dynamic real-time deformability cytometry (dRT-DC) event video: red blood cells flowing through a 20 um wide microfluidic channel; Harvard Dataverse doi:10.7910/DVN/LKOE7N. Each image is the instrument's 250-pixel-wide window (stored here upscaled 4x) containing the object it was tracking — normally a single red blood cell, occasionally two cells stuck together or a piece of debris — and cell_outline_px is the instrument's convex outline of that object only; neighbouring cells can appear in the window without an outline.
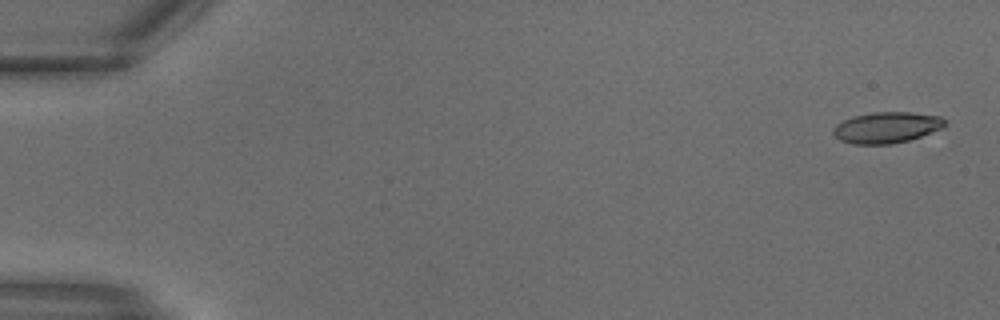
{"species": "common noctule bat (a hibernating species)", "species_latin": "Nyctalus noctula", "temperature_condition": "warm", "stored_images_in_passage": 9, "camera_frame_rate_fps": 3000, "um_per_image_px": 0.085, "animal": {"sex": "male", "body_mass_g": 18.8}, "frame": {"image": 1, "passage_image": 1, "time_ms": 0.0, "image_size_px": [1000, 320], "cell_outline_px": [[944, 124], [940, 128], [920, 136], [908, 140], [892, 144], [852, 144], [840, 140], [832, 132], [832, 128], [836, 124], [852, 116], [872, 112], [912, 112], [940, 116], [944, 120]], "centroid_in_image_um": [75.3, 10.83], "position_along_channel_um": 9.7, "area_um2": 20.06}}